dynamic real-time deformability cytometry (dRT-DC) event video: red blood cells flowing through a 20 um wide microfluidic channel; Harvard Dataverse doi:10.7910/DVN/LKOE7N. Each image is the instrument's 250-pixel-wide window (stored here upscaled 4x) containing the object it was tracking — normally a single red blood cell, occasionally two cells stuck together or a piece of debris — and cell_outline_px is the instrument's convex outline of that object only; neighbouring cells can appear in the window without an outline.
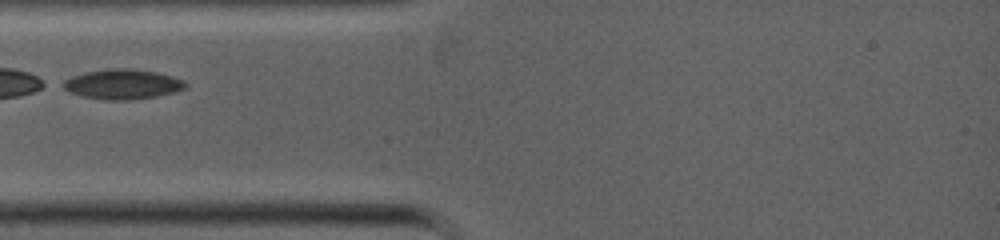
{"species": "common noctule bat (a hibernating species)", "species_latin": "Nyctalus noctula", "temperature_condition": "warm", "stored_images_in_passage": 13, "camera_frame_rate_fps": 5000, "um_per_image_px": 0.085, "animal": {"sex": "female", "body_mass_g": 19.0, "forearm_length_mm": 53.3}, "frame": {"image": 1, "passage_image": 1, "time_ms": 0.0, "image_size_px": [1000, 240], "cell_outline_px": [[188, 84], [184, 88], [172, 92], [156, 96], [128, 100], [108, 100], [80, 96], [68, 92], [60, 88], [56, 84], [72, 76], [84, 72], [108, 68], [132, 68], [156, 72], [172, 76], [184, 80]], "centroid_in_image_um": [10.31, 7.15], "position_along_channel_um": 74.7, "area_um2": 21.68}}
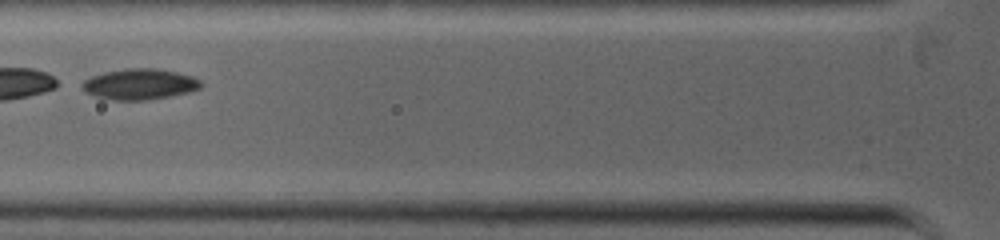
{"frame": {"image": 2, "passage_image": 3, "time_ms": 0.8, "image_size_px": [1000, 240], "cell_outline_px": [[204, 84], [200, 88], [188, 92], [148, 100], [112, 100], [96, 96], [84, 92], [80, 84], [84, 80], [92, 76], [104, 72], [124, 68], [160, 68], [192, 76], [200, 80]], "centroid_in_image_um": [11.86, 7.14], "position_along_channel_um": 113.9, "area_um2": 21.44}}